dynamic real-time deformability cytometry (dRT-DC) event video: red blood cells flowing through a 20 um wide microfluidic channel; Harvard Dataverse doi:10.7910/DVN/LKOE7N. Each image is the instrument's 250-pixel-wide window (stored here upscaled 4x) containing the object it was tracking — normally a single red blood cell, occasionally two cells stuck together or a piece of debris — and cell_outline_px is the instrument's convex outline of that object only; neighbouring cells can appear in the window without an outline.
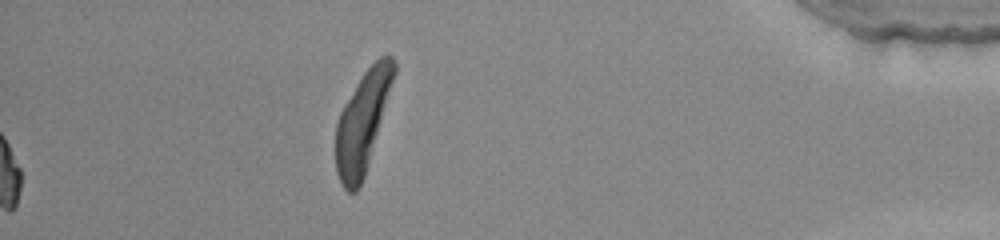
{"species": "common noctule bat (a hibernating species)", "species_latin": "Nyctalus noctula", "temperature_condition": "warm", "stored_images_in_passage": 41, "segment_of_instrument_passage": [2, 2], "camera_frame_rate_fps": 3000, "um_per_image_px": 0.085, "animal": {"sex": "female", "body_mass_g": 22.0, "forearm_length_mm": 56.7}, "frame": {"image": 1, "passage_image": 41, "time_ms": 13.333, "image_size_px": [1000, 240], "cell_outline_px": [[396, 72], [364, 176], [356, 192], [348, 192], [344, 188], [336, 172], [336, 124], [340, 112], [344, 104], [356, 84], [364, 72], [380, 56], [392, 56], [396, 64]], "centroid_in_image_um": [30.8, 10.34], "position_along_channel_um": 404.4, "area_um2": 33.12}}